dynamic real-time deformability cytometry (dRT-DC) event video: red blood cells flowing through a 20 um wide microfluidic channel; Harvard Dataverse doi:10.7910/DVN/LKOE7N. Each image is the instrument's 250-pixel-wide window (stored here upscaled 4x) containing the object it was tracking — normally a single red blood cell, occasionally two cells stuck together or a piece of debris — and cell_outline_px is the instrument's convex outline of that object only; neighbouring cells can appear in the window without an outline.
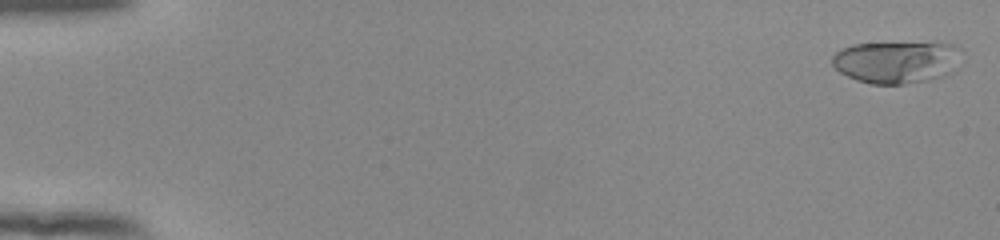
{"species": "human", "species_latin": "Homo sapiens", "temperature_condition": "room temperature", "stored_images_in_passage": 54, "camera_frame_rate_fps": 3000, "um_per_image_px": 0.085, "donor": {"sex": "female"}, "frame": {"image": 1, "passage_image": 2, "time_ms": 0.333, "image_size_px": [1000, 240], "cell_outline_px": [[964, 52], [952, 72], [944, 76], [928, 80], [904, 84], [872, 84], [856, 80], [840, 72], [832, 64], [832, 56], [840, 48], [852, 44], [952, 44], [964, 48]], "centroid_in_image_um": [76.23, 5.28], "position_along_channel_um": 8.8, "area_um2": 31.73}}
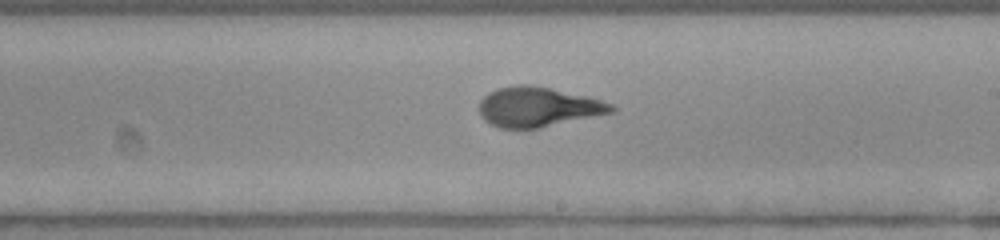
{"frame": {"image": 2, "passage_image": 33, "time_ms": 10.667, "image_size_px": [1000, 240], "cell_outline_px": [[616, 112], [540, 128], [500, 128], [484, 120], [480, 116], [480, 100], [488, 92], [500, 88], [520, 84], [532, 84], [588, 96], [612, 104], [616, 108]], "centroid_in_image_um": [45.76, 9.09], "position_along_channel_um": 243.2, "area_um2": 30.75}}
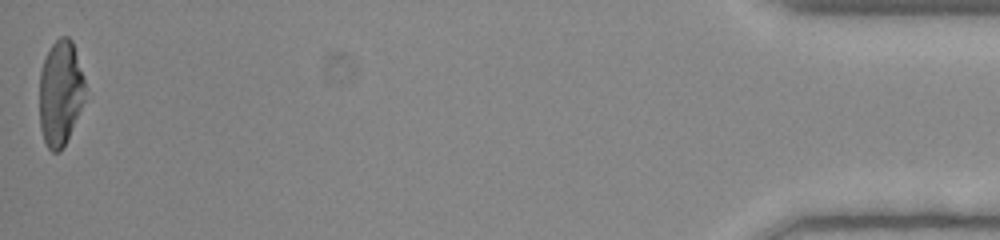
{"frame": {"image": 3, "passage_image": 54, "time_ms": 17.667, "image_size_px": [1000, 240], "cell_outline_px": [[84, 100], [68, 136], [60, 152], [52, 152], [48, 148], [44, 140], [40, 128], [40, 72], [44, 60], [52, 44], [60, 36], [68, 36], [72, 40], [84, 76]], "centroid_in_image_um": [5.12, 7.88], "position_along_channel_um": 430.1, "area_um2": 27.69}, "authors_computed_cell_mechanics": {"area_um2": 30.3161, "velocity_mm_per_s": 3.9198, "shape_relaxation_time_tau1_ms": 5.0053, "shape_relaxation_time_tau2_ms": null, "deformation_change_tau1": 0.235, "deformation_change_tau2": null}}